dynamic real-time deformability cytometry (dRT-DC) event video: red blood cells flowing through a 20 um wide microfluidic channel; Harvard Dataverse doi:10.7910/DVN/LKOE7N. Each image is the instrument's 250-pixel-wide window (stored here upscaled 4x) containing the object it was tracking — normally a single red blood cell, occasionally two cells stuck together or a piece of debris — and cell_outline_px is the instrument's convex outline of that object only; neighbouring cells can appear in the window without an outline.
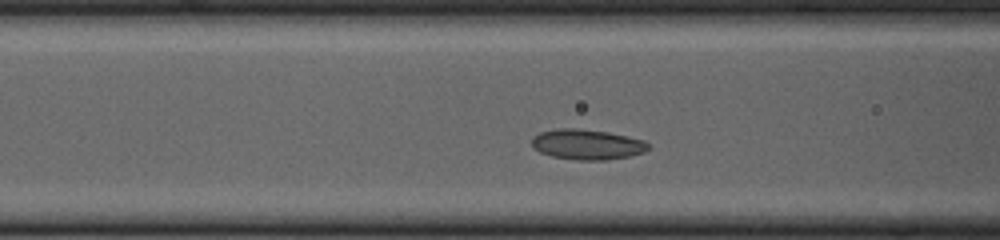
{"species": "common noctule bat (a hibernating species)", "species_latin": "Nyctalus noctula", "temperature_condition": "cold", "stored_images_in_passage": 33, "camera_frame_rate_fps": 3000, "um_per_image_px": 0.085, "animal": {"sex": "female", "body_mass_g": 23.0, "forearm_length_mm": 53.4}, "frame": {"image": 1, "passage_image": 10, "time_ms": 3.0, "image_size_px": [1000, 240], "cell_outline_px": [[648, 148], [644, 152], [628, 156], [608, 160], [576, 160], [552, 156], [540, 152], [532, 148], [532, 136], [540, 132], [556, 128], [576, 128], [608, 132], [644, 140], [648, 144]], "centroid_in_image_um": [49.86, 12.27], "position_along_channel_um": 116.7, "area_um2": 20.58}}
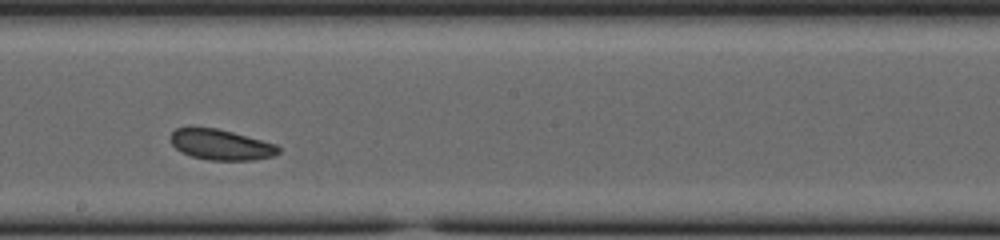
{"frame": {"image": 2, "passage_image": 19, "time_ms": 6.0, "image_size_px": [1000, 240], "cell_outline_px": [[280, 152], [272, 156], [256, 160], [208, 160], [192, 156], [180, 152], [172, 144], [168, 136], [176, 128], [216, 128], [232, 132], [276, 144], [280, 148]], "centroid_in_image_um": [18.76, 12.31], "position_along_channel_um": 229.4, "area_um2": 19.13}}
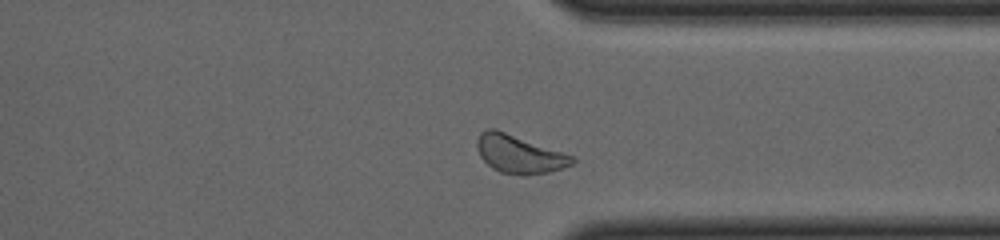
{"frame": {"image": 3, "passage_image": 30, "time_ms": 9.667, "image_size_px": [1000, 240], "cell_outline_px": [[576, 160], [572, 164], [548, 172], [524, 176], [520, 176], [500, 172], [492, 168], [480, 156], [476, 148], [476, 140], [480, 132], [488, 128], [496, 128], [572, 156]], "centroid_in_image_um": [44.07, 13.1], "position_along_channel_um": 367.3, "area_um2": 21.1}, "authors_computed_cell_mechanics": {"area_um2": 19.7676, "velocity_mm_per_s": 3.7717, "shape_relaxation_time_tau1_ms": 0.7915, "shape_relaxation_time_tau2_ms": null, "deformation_change_tau1": 0.0524, "deformation_change_tau2": null}}